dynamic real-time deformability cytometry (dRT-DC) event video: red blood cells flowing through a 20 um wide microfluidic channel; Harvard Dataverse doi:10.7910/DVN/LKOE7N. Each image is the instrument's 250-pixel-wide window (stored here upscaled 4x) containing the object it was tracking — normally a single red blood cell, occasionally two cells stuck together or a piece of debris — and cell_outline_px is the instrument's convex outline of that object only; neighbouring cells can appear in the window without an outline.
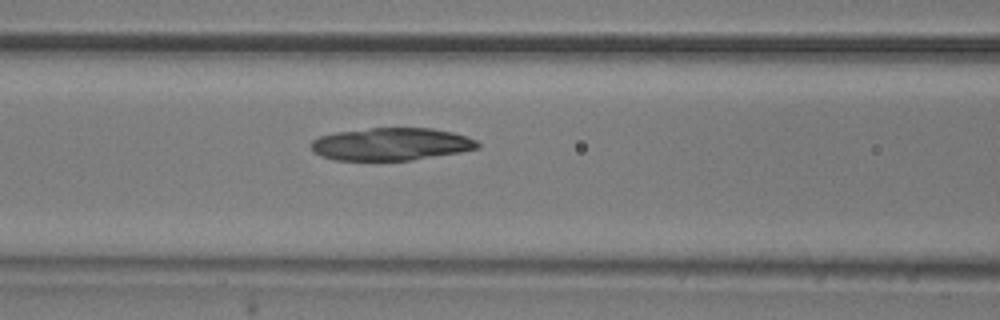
{"species": "common noctule bat (a hibernating species)", "species_latin": "Nyctalus noctula", "temperature_condition": "room temperature", "stored_images_in_passage": 25, "camera_frame_rate_fps": 3000, "um_per_image_px": 0.085, "animal": {"sex": "male", "body_mass_g": 20.5, "forearm_length_mm": 52.5}, "frame": {"image": 1, "passage_image": 17, "time_ms": 5.333, "image_size_px": [1000, 320], "cell_outline_px": [[480, 148], [460, 152], [412, 160], [336, 160], [320, 156], [312, 148], [312, 140], [320, 136], [336, 132], [372, 128], [432, 128], [452, 132], [468, 136], [476, 140], [480, 144]], "centroid_in_image_um": [33.29, 12.25], "position_along_channel_um": 133.3, "area_um2": 31.56}}
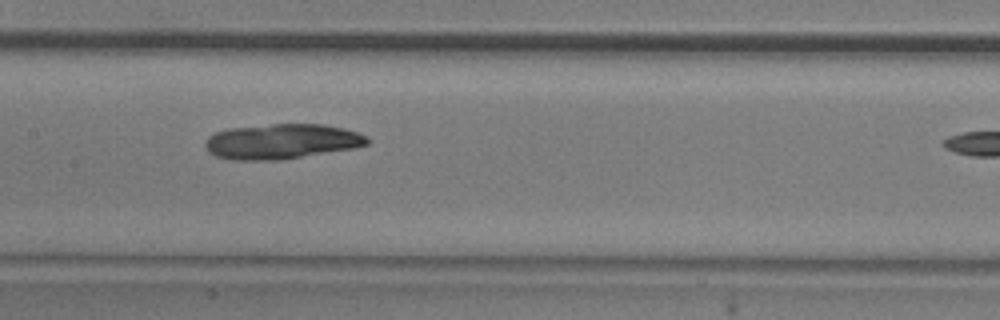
{"frame": {"image": 2, "passage_image": 21, "time_ms": 6.667, "image_size_px": [1000, 320], "cell_outline_px": [[372, 140], [368, 144], [352, 148], [280, 160], [232, 160], [216, 156], [208, 152], [204, 144], [208, 136], [216, 132], [232, 128], [272, 124], [324, 124], [344, 128], [368, 136]], "centroid_in_image_um": [23.95, 12.02], "position_along_channel_um": 183.5, "area_um2": 33.12}}